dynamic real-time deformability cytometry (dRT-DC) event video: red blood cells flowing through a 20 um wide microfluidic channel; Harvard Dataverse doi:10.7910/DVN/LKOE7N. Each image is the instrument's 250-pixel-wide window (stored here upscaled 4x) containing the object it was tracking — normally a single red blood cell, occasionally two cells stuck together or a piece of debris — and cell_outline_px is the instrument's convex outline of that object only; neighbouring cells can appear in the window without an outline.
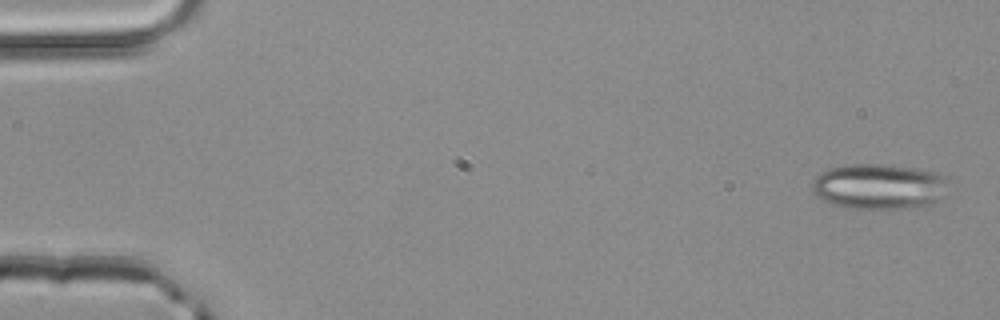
{"species": "common noctule bat (a hibernating species)", "species_latin": "Nyctalus noctula", "temperature_condition": "room temperature", "stored_images_in_passage": 3, "camera_frame_rate_fps": 3000, "um_per_image_px": 0.085, "animal": {"sex": "male", "body_mass_g": 20.4}, "frame": {"image": 1, "passage_image": 1, "time_ms": 0.0, "image_size_px": [1000, 320], "cell_outline_px": [[944, 196], [928, 208], [848, 208], [832, 204], [820, 200], [812, 192], [812, 184], [816, 176], [820, 172], [828, 168], [844, 164], [880, 164], [912, 168], [936, 172], [944, 176]], "centroid_in_image_um": [74.67, 15.87], "position_along_channel_um": 10.3, "area_um2": 36.41}}